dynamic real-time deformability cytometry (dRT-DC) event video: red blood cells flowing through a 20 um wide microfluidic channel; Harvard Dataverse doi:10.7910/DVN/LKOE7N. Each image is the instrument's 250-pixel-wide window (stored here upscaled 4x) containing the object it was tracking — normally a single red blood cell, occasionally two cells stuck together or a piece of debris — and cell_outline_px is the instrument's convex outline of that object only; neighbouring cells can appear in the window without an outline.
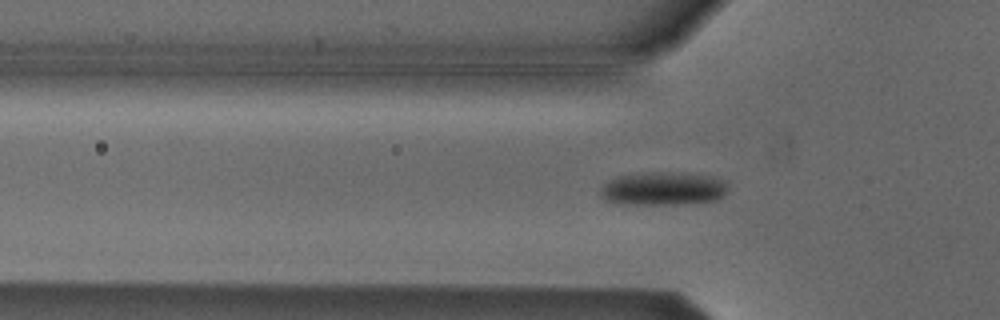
{"species": "Egyptian fruit bat (a non-hibernating species)", "species_latin": "Rousettus aegyptiacus", "temperature_condition": "cold", "stored_images_in_passage": 35, "camera_frame_rate_fps": 3000, "um_per_image_px": 0.085, "animal": {"sex": "male"}, "frame": {"image": 1, "passage_image": 3, "time_ms": 0.667, "image_size_px": [1000, 320], "cell_outline_px": [[728, 192], [724, 196], [716, 200], [676, 204], [624, 204], [608, 200], [600, 196], [600, 188], [608, 180], [616, 176], [648, 172], [672, 172], [712, 176], [728, 180]], "centroid_in_image_um": [56.41, 16.02], "position_along_channel_um": 69.4, "area_um2": 25.03}}
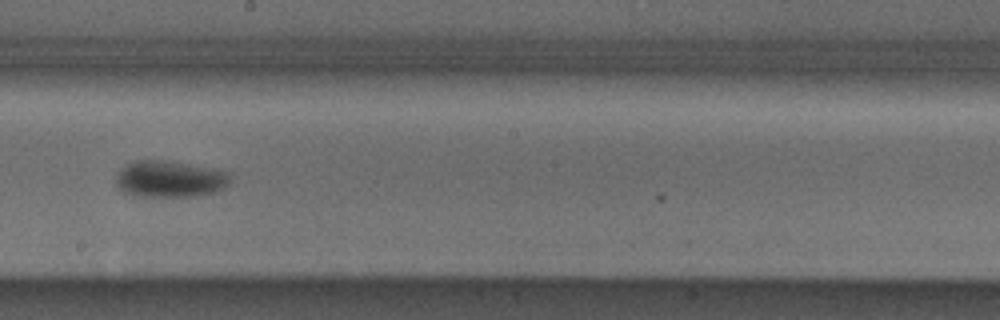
{"frame": {"image": 2, "passage_image": 16, "time_ms": 5.0, "image_size_px": [1000, 320], "cell_outline_px": [[232, 180], [224, 188], [216, 192], [196, 196], [132, 196], [124, 192], [116, 184], [116, 176], [120, 168], [132, 160], [164, 160], [228, 172]], "centroid_in_image_um": [14.39, 15.22], "position_along_channel_um": 233.8, "area_um2": 24.33}}
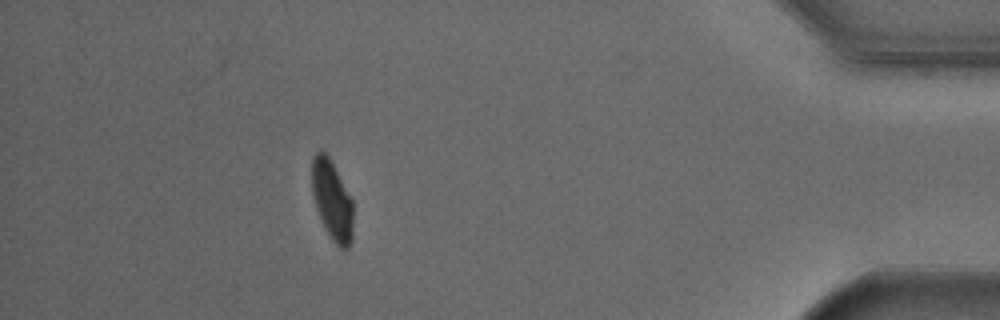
{"frame": {"image": 3, "passage_image": 34, "time_ms": 11.0, "image_size_px": [1000, 320], "cell_outline_px": [[352, 240], [348, 248], [340, 248], [332, 240], [324, 228], [316, 208], [312, 196], [312, 160], [316, 152], [324, 152], [328, 156], [352, 200]], "centroid_in_image_um": [28.21, 17.06], "position_along_channel_um": 407.0, "area_um2": 18.84}}